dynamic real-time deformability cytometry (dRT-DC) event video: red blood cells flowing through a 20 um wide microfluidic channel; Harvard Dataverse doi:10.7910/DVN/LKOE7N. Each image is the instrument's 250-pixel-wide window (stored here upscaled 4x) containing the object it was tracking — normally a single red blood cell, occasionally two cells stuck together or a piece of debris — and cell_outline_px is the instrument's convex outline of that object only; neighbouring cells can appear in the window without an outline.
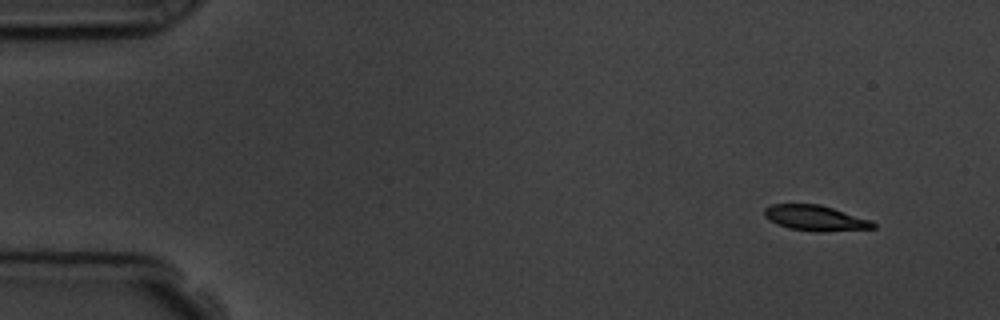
{"species": "common noctule bat (a hibernating species)", "species_latin": "Nyctalus noctula", "temperature_condition": "room temperature", "stored_images_in_passage": 4, "camera_frame_rate_fps": 3000, "um_per_image_px": 0.085, "animal": {"sex": "male", "body_mass_g": 19.5, "forearm_length_mm": 54.6}, "frame": {"image": 1, "passage_image": 1, "time_ms": 0.0, "image_size_px": [1000, 320], "cell_outline_px": [[876, 228], [788, 228], [776, 224], [768, 220], [764, 216], [764, 208], [772, 204], [820, 204], [872, 220], [876, 224]], "centroid_in_image_um": [69.21, 18.45], "position_along_channel_um": 15.8, "area_um2": 14.97}}
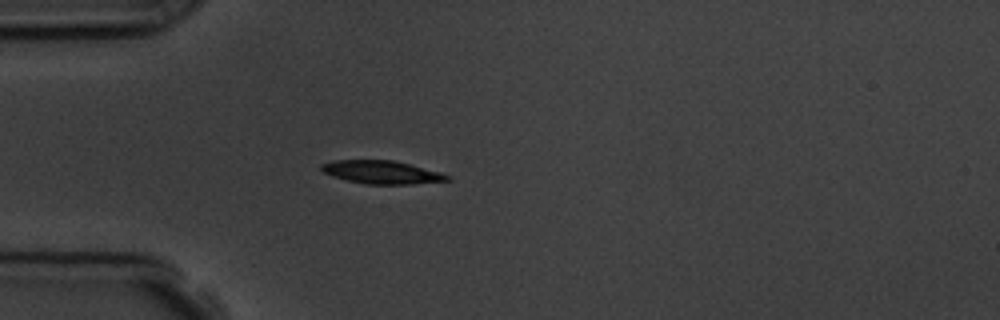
{"frame": {"image": 2, "passage_image": 4, "time_ms": 3.667, "image_size_px": [1000, 320], "cell_outline_px": [[452, 180], [408, 184], [368, 184], [348, 180], [332, 176], [324, 172], [320, 168], [320, 164], [332, 160], [392, 160], [440, 172], [452, 176]], "centroid_in_image_um": [32.44, 14.63], "position_along_channel_um": 52.6, "area_um2": 16.82}}